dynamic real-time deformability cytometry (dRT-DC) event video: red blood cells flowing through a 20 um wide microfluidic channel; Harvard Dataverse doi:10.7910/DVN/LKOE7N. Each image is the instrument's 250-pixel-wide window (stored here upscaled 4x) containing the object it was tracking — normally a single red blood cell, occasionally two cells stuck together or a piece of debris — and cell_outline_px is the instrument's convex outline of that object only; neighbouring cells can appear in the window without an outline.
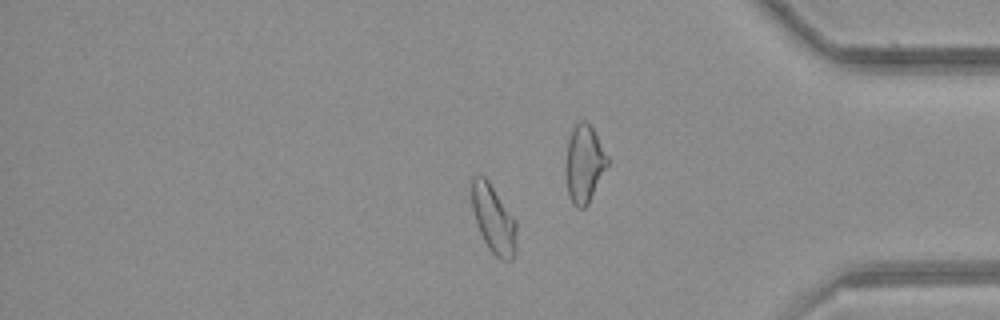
{"species": "common noctule bat (a hibernating species)", "species_latin": "Nyctalus noctula", "temperature_condition": "room temperature", "stored_images_in_passage": 37, "camera_frame_rate_fps": 3000, "um_per_image_px": 0.085, "animal": {"sex": "female", "body_mass_g": 21.9}, "frame": {"image": 1, "passage_image": 27, "time_ms": 8.667, "image_size_px": [1000, 320], "cell_outline_px": [[516, 252], [512, 260], [500, 260], [488, 248], [480, 232], [472, 208], [472, 176], [484, 176], [488, 180], [516, 220]], "centroid_in_image_um": [41.97, 18.65], "position_along_channel_um": 393.2, "area_um2": 17.69}}